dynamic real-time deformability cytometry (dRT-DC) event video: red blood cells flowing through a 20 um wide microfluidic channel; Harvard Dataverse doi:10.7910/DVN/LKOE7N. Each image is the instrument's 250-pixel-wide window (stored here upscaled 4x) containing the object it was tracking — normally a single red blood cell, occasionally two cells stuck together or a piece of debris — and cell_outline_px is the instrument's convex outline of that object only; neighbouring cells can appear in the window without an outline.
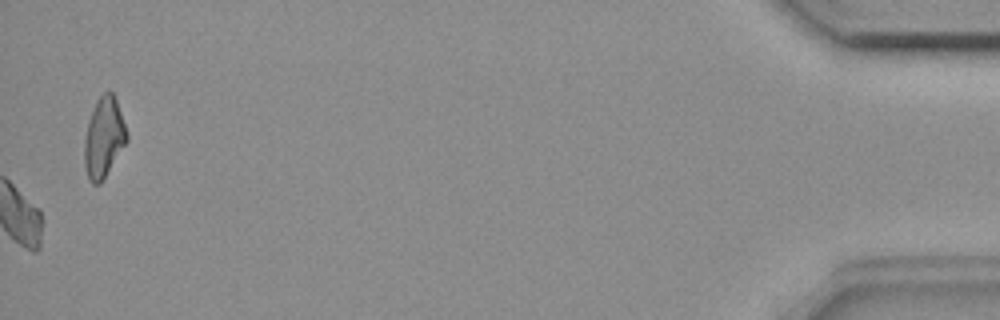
{"species": "common noctule bat (a hibernating species)", "species_latin": "Nyctalus noctula", "temperature_condition": "room temperature", "stored_images_in_passage": 56, "camera_frame_rate_fps": 3000, "um_per_image_px": 0.085, "animal": {"sex": "female", "body_mass_g": 18.4}, "frame": {"image": 1, "passage_image": 56, "time_ms": 18.333, "image_size_px": [1000, 320], "cell_outline_px": [[128, 140], [100, 184], [92, 184], [88, 180], [84, 164], [84, 140], [88, 120], [100, 96], [108, 88], [112, 92], [116, 100], [128, 136]], "centroid_in_image_um": [8.81, 11.71], "position_along_channel_um": 426.4, "area_um2": 19.59}, "authors_computed_cell_mechanics": {"area_um2": 17.7157, "velocity_mm_per_s": 3.6445, "shape_relaxation_time_tau1_ms": 6.5861, "shape_relaxation_time_tau2_ms": null, "deformation_change_tau1": 0.1557, "deformation_change_tau2": null}}